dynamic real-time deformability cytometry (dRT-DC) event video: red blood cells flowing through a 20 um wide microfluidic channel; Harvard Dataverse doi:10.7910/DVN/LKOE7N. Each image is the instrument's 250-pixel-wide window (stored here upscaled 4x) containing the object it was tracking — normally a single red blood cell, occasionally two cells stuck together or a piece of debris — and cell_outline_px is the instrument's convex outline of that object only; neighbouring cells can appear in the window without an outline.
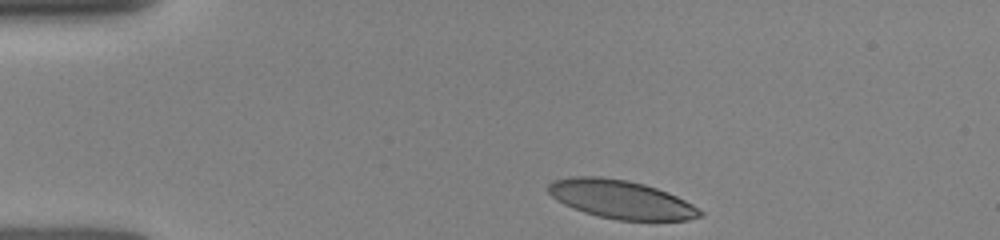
{"species": "human", "species_latin": "Homo sapiens", "temperature_condition": "room temperature", "stored_images_in_passage": 29, "camera_frame_rate_fps": 3000, "um_per_image_px": 0.085, "donor": {"sex": "female"}, "frame": {"image": 1, "passage_image": 1, "time_ms": 0.0, "image_size_px": [1000, 240], "cell_outline_px": [[704, 216], [688, 220], [616, 220], [584, 212], [572, 208], [556, 200], [548, 192], [548, 184], [552, 180], [568, 176], [600, 176], [628, 180], [644, 184], [668, 192], [692, 204], [704, 212]], "centroid_in_image_um": [52.77, 16.94], "position_along_channel_um": 32.2, "area_um2": 34.16}}
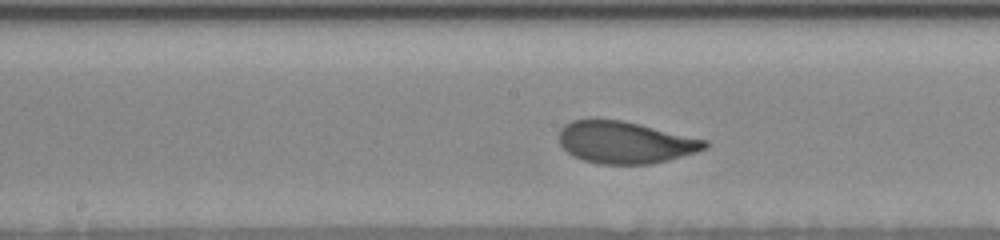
{"frame": {"image": 2, "passage_image": 17, "time_ms": 5.333, "image_size_px": [1000, 240], "cell_outline_px": [[708, 148], [696, 152], [668, 160], [652, 164], [600, 164], [584, 160], [572, 156], [560, 144], [560, 128], [564, 124], [572, 120], [620, 120], [640, 124], [708, 140]], "centroid_in_image_um": [53.15, 12.11], "position_along_channel_um": 195.0, "area_um2": 35.55}}
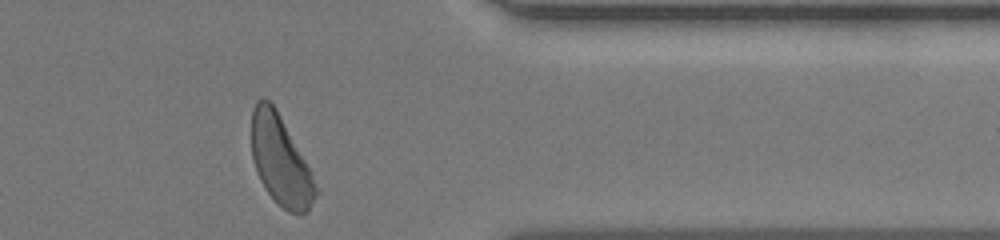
{"frame": {"image": 3, "passage_image": 28, "time_ms": 10.333, "image_size_px": [1000, 240], "cell_outline_px": [[320, 192], [308, 212], [288, 212], [264, 188], [256, 172], [252, 160], [252, 112], [256, 100], [268, 100], [276, 108], [312, 172], [320, 188]], "centroid_in_image_um": [23.88, 13.68], "position_along_channel_um": 387.5, "area_um2": 33.47}}